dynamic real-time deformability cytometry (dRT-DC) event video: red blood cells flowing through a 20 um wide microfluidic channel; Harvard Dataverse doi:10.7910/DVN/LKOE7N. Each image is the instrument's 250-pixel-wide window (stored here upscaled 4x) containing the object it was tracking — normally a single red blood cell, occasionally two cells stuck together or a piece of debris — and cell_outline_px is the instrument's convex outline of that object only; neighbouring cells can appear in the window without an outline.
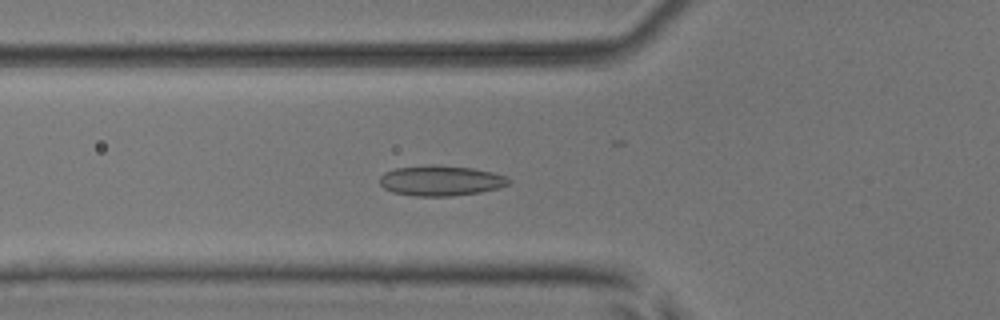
{"species": "common noctule bat (a hibernating species)", "species_latin": "Nyctalus noctula", "temperature_condition": "room temperature", "stored_images_in_passage": 54, "camera_frame_rate_fps": 3000, "um_per_image_px": 0.085, "animal": {"sex": "male", "body_mass_g": 17.9, "forearm_length_mm": 54.2}, "frame": {"image": 1, "passage_image": 20, "time_ms": 6.333, "image_size_px": [1000, 320], "cell_outline_px": [[508, 184], [500, 188], [480, 192], [452, 196], [416, 196], [392, 192], [384, 188], [380, 184], [380, 176], [384, 172], [396, 168], [428, 164], [440, 164], [472, 168], [492, 172], [504, 176], [508, 180]], "centroid_in_image_um": [37.43, 15.34], "position_along_channel_um": 88.4, "area_um2": 22.89}}
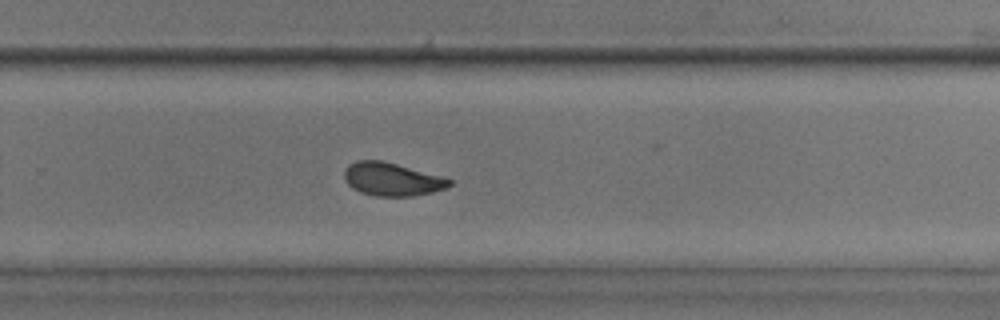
{"frame": {"image": 2, "passage_image": 36, "time_ms": 11.667, "image_size_px": [1000, 320], "cell_outline_px": [[452, 184], [444, 188], [432, 192], [412, 196], [376, 196], [360, 192], [352, 188], [348, 184], [344, 176], [344, 172], [348, 164], [356, 160], [384, 160], [440, 176], [452, 180]], "centroid_in_image_um": [33.28, 15.23], "position_along_channel_um": 296.5, "area_um2": 20.23}}
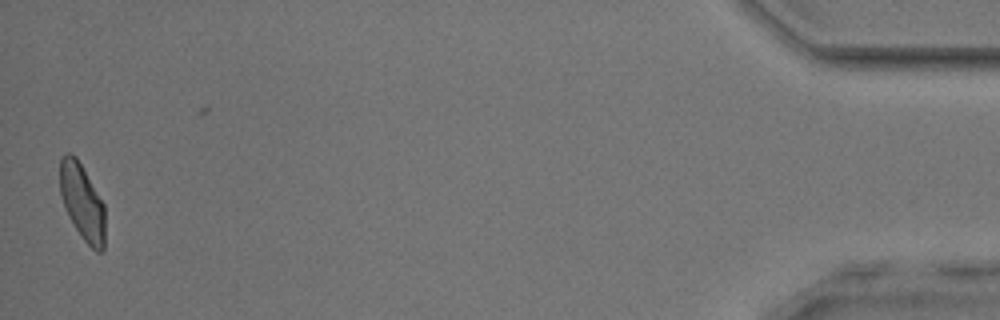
{"frame": {"image": 3, "passage_image": 53, "time_ms": 17.333, "image_size_px": [1000, 320], "cell_outline_px": [[104, 248], [100, 252], [96, 252], [80, 236], [68, 216], [60, 192], [60, 156], [68, 152], [76, 156], [104, 204]], "centroid_in_image_um": [6.98, 17.17], "position_along_channel_um": 428.2, "area_um2": 19.88}, "authors_computed_cell_mechanics": {"area_um2": 20.8947, "velocity_mm_per_s": 3.9134, "shape_relaxation_time_tau1_ms": 7.6566, "shape_relaxation_time_tau2_ms": 1.348, "deformation_change_tau1": 0.147, "deformation_change_tau2": 0.0731}}